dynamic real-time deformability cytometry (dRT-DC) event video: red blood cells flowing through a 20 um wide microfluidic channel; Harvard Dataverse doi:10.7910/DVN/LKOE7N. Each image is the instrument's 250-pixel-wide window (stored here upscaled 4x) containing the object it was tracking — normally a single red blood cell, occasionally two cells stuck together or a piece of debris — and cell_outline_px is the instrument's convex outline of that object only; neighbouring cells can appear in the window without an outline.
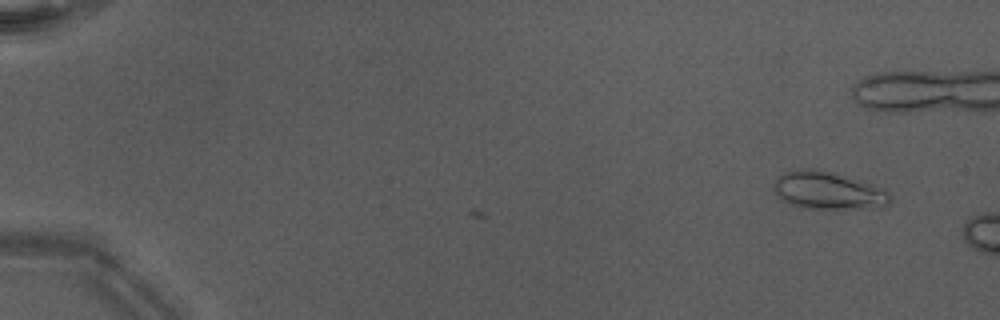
{"species": "Egyptian fruit bat (a non-hibernating species)", "species_latin": "Rousettus aegyptiacus", "temperature_condition": "warm", "stored_images_in_passage": 5, "camera_frame_rate_fps": 3000, "um_per_image_px": 0.085, "animal": {"sex": "male"}, "frame": {"image": 1, "passage_image": 3, "time_ms": 0.667, "image_size_px": [1000, 320], "cell_outline_px": [[888, 204], [864, 208], [804, 208], [780, 200], [776, 192], [776, 180], [784, 172], [804, 168], [816, 168], [884, 188], [888, 192]], "centroid_in_image_um": [70.34, 16.19], "position_along_channel_um": 14.7, "area_um2": 24.68}}